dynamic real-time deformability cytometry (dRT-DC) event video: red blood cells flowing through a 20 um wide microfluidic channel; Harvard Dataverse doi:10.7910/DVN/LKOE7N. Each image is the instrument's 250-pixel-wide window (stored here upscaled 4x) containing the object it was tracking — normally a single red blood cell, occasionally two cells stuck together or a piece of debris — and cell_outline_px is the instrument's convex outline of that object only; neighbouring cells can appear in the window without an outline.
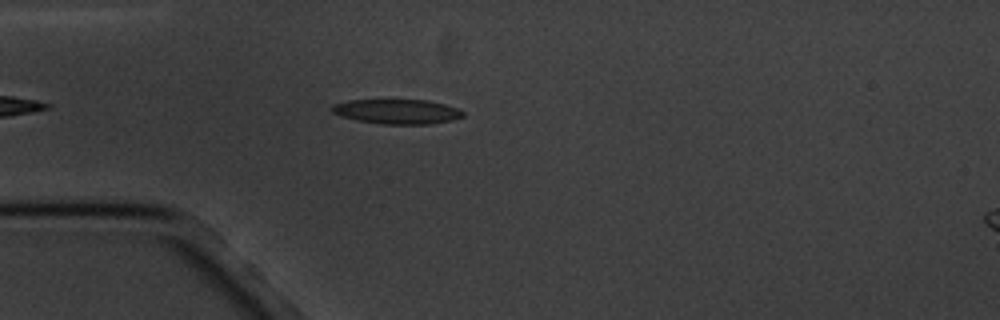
{"species": "common noctule bat (a hibernating species)", "species_latin": "Nyctalus noctula", "temperature_condition": "cold", "stored_images_in_passage": 4, "camera_frame_rate_fps": 3000, "um_per_image_px": 0.085, "animal": {"sex": "male", "body_mass_g": 20.1, "forearm_length_mm": 53.5}, "frame": {"image": 1, "passage_image": 3, "time_ms": 3.333, "image_size_px": [1000, 320], "cell_outline_px": [[464, 116], [452, 120], [428, 124], [384, 124], [356, 120], [340, 116], [332, 112], [332, 104], [348, 100], [428, 100], [460, 108], [464, 112]], "centroid_in_image_um": [33.76, 9.48], "position_along_channel_um": 51.2, "area_um2": 18.9}}